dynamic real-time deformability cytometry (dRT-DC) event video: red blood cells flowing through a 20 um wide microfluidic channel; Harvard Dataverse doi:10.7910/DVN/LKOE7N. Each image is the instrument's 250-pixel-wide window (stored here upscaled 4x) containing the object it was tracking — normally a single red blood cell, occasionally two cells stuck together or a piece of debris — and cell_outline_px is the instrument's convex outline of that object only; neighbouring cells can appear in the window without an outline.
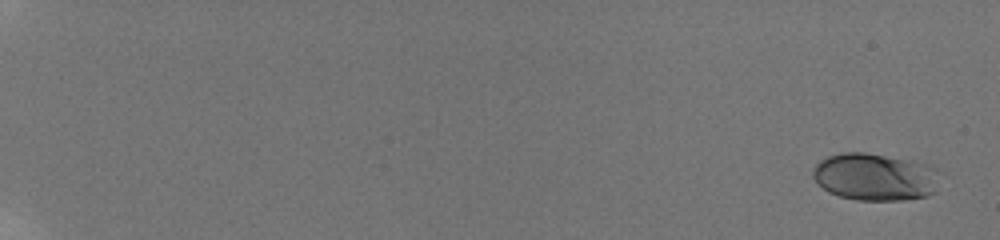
{"species": "human", "species_latin": "Homo sapiens", "temperature_condition": "room temperature", "stored_images_in_passage": 49, "camera_frame_rate_fps": 3000, "um_per_image_px": 0.085, "donor": {"sex": "male"}, "frame": {"image": 1, "passage_image": 1, "time_ms": 0.0, "image_size_px": [1000, 240], "cell_outline_px": [[936, 192], [928, 196], [900, 200], [860, 200], [840, 196], [828, 192], [812, 176], [812, 172], [816, 164], [820, 160], [828, 156], [840, 152], [864, 152], [928, 164], [936, 168]], "centroid_in_image_um": [74.35, 15.04], "position_along_channel_um": 10.7, "area_um2": 34.74}}
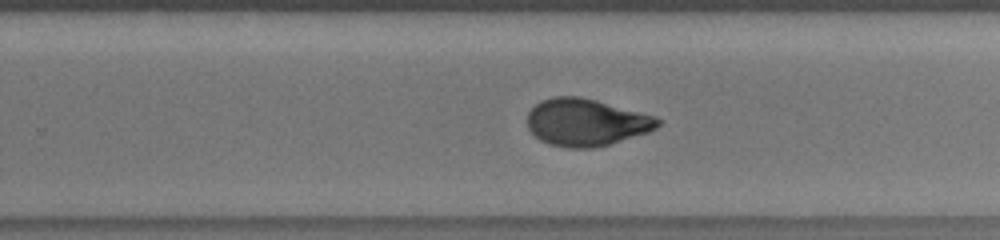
{"frame": {"image": 2, "passage_image": 38, "time_ms": 12.333, "image_size_px": [1000, 240], "cell_outline_px": [[664, 120], [656, 128], [648, 132], [608, 144], [592, 148], [568, 148], [548, 144], [540, 140], [528, 128], [528, 112], [540, 100], [552, 96], [580, 96], [596, 100], [656, 116]], "centroid_in_image_um": [49.82, 10.39], "position_along_channel_um": 280.0, "area_um2": 35.95}}
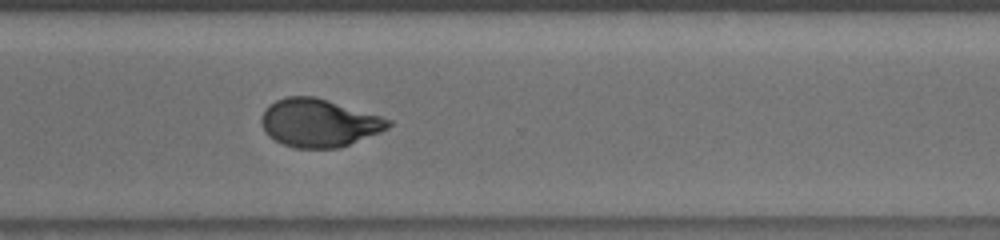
{"frame": {"image": 3, "passage_image": 43, "time_ms": 14.0, "image_size_px": [1000, 240], "cell_outline_px": [[392, 124], [388, 128], [380, 132], [340, 148], [296, 148], [284, 144], [268, 136], [264, 132], [260, 120], [268, 104], [276, 100], [288, 96], [316, 96], [380, 116], [392, 120]], "centroid_in_image_um": [27.09, 10.44], "position_along_channel_um": 343.5, "area_um2": 35.49}, "authors_computed_cell_mechanics": {"area_um2": 34.7378, "velocity_mm_per_s": 3.8142, "shape_relaxation_time_tau1_ms": 3.7736, "shape_relaxation_time_tau2_ms": 1.1235, "deformation_change_tau1": 0.174, "deformation_change_tau2": 0.0524}}